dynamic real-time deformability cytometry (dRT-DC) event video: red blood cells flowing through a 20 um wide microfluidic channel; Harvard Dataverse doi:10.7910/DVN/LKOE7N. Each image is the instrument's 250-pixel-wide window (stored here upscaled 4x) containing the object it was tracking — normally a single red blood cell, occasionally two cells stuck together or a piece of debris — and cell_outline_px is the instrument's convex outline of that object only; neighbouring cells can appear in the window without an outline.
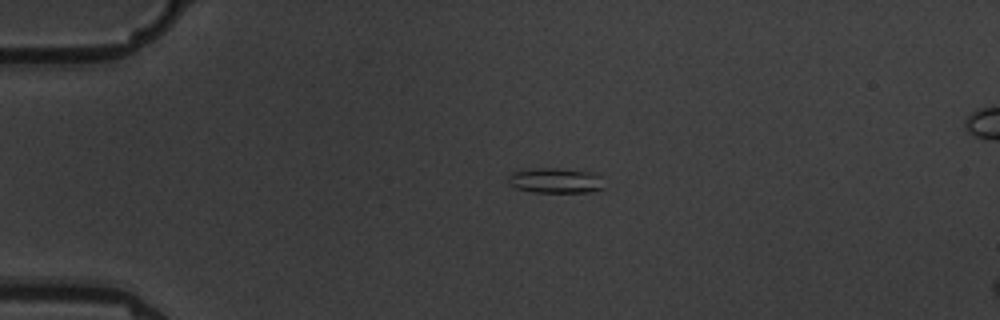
{"species": "common noctule bat (a hibernating species)", "species_latin": "Nyctalus noctula", "temperature_condition": "warm", "stored_images_in_passage": 3, "camera_frame_rate_fps": 3000, "um_per_image_px": 0.085, "animal": {"sex": "male", "body_mass_g": 19.5, "forearm_length_mm": 54.6}, "frame": {"image": 1, "passage_image": 1, "time_ms": 0.0, "image_size_px": [1000, 320], "cell_outline_px": [[604, 188], [592, 192], [532, 192], [516, 188], [508, 184], [508, 176], [512, 172], [528, 168], [564, 168], [592, 172], [600, 176]], "centroid_in_image_um": [47.2, 15.33], "position_along_channel_um": 37.8, "area_um2": 14.33}}